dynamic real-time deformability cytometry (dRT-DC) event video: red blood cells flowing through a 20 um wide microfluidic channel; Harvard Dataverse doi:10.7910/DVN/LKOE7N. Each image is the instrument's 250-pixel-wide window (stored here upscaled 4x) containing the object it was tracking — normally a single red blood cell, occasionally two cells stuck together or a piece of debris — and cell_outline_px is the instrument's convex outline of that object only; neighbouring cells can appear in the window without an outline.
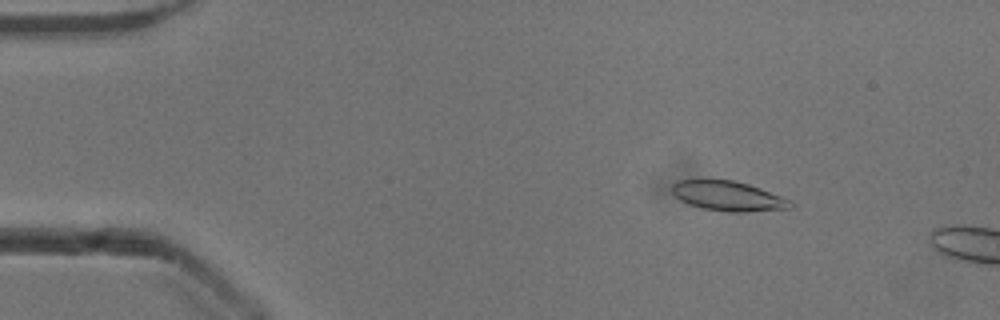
{"species": "common noctule bat (a hibernating species)", "species_latin": "Nyctalus noctula", "temperature_condition": "cold", "stored_images_in_passage": 51, "camera_frame_rate_fps": 3000, "um_per_image_px": 0.085, "animal": {"sex": "male", "body_mass_g": 13.3}, "frame": {"image": 1, "passage_image": 8, "time_ms": 2.333, "image_size_px": [1000, 320], "cell_outline_px": [[796, 204], [792, 208], [748, 212], [728, 212], [704, 208], [688, 204], [680, 200], [672, 192], [672, 184], [676, 180], [708, 176], [732, 180], [748, 184], [760, 188], [792, 200]], "centroid_in_image_um": [61.86, 16.62], "position_along_channel_um": 23.1, "area_um2": 21.44}}
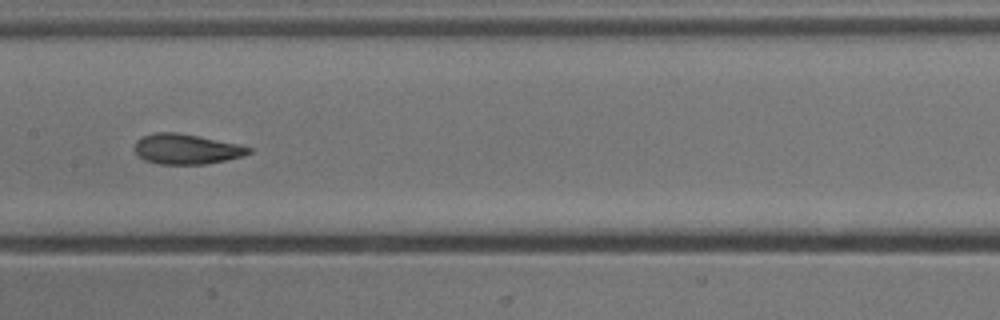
{"frame": {"image": 2, "passage_image": 27, "time_ms": 8.667, "image_size_px": [1000, 320], "cell_outline_px": [[252, 152], [244, 156], [228, 160], [204, 164], [160, 164], [144, 160], [132, 148], [136, 140], [144, 136], [156, 132], [176, 132], [240, 144], [252, 148]], "centroid_in_image_um": [15.86, 12.67], "position_along_channel_um": 191.5, "area_um2": 20.17}}
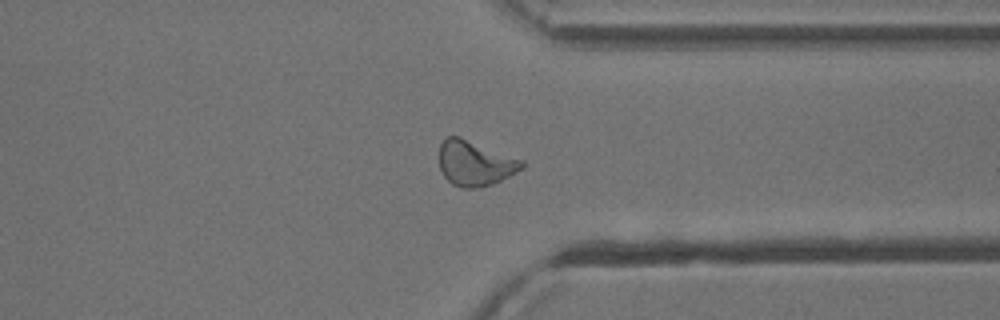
{"frame": {"image": 3, "passage_image": 41, "time_ms": 13.333, "image_size_px": [1000, 320], "cell_outline_px": [[524, 168], [492, 184], [480, 188], [464, 188], [452, 184], [440, 172], [440, 144], [448, 136], [460, 136], [524, 160]], "centroid_in_image_um": [40.38, 13.87], "position_along_channel_um": 371.0, "area_um2": 21.79}, "authors_computed_cell_mechanics": {"area_um2": 20.5768, "velocity_mm_per_s": 3.9024, "shape_relaxation_time_tau1_ms": 5.2043, "shape_relaxation_time_tau2_ms": 2.0346, "deformation_change_tau1": 0.1458, "deformation_change_tau2": 0.0843}}